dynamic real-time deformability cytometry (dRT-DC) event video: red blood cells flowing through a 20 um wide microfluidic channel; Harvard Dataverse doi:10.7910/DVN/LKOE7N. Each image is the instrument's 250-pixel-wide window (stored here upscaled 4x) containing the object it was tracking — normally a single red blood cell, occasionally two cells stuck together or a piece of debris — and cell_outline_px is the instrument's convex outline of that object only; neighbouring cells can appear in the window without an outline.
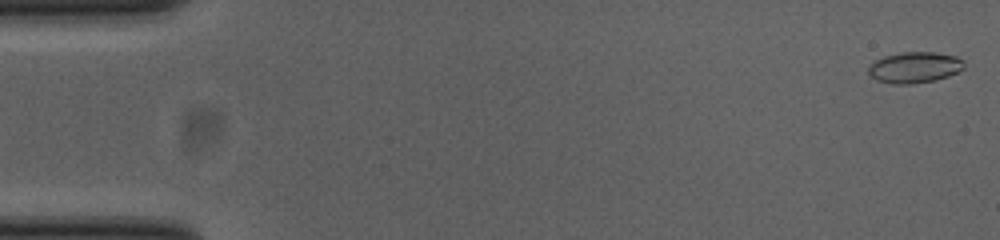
{"species": "common noctule bat (a hibernating species)", "species_latin": "Nyctalus noctula", "temperature_condition": "cold", "stored_images_in_passage": 12, "camera_frame_rate_fps": 3000, "um_per_image_px": 0.085, "animal": {"sex": "female", "body_mass_g": 23.0, "forearm_length_mm": 53.4}, "frame": {"image": 1, "passage_image": 1, "time_ms": 0.0, "image_size_px": [1000, 240], "cell_outline_px": [[964, 68], [948, 76], [932, 80], [912, 84], [892, 84], [876, 80], [868, 72], [868, 68], [876, 60], [884, 56], [900, 52], [936, 52], [956, 56], [964, 60]], "centroid_in_image_um": [77.74, 5.72], "position_along_channel_um": 7.3, "area_um2": 17.22}}